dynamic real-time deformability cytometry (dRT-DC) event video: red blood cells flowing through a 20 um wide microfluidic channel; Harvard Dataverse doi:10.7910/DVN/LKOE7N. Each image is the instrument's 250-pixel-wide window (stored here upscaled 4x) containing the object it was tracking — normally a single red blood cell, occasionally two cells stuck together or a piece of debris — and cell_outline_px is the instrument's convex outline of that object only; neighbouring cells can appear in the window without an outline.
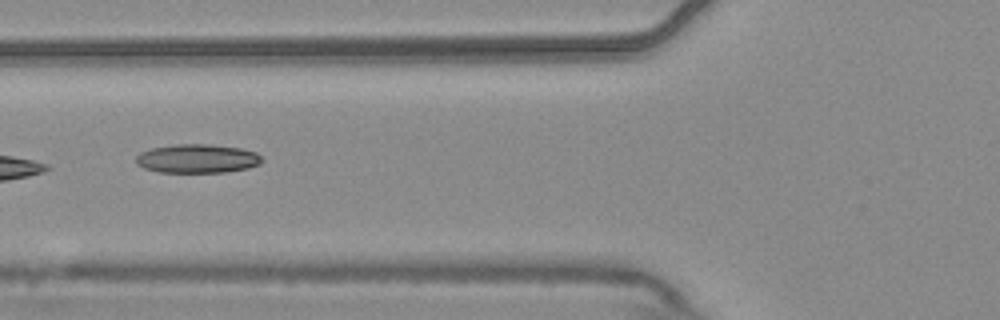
{"species": "common noctule bat (a hibernating species)", "species_latin": "Nyctalus noctula", "temperature_condition": "warm", "stored_images_in_passage": 8, "camera_frame_rate_fps": 3000, "um_per_image_px": 0.085, "animal": {"sex": "male", "body_mass_g": 20.4}, "frame": {"image": 1, "passage_image": 7, "time_ms": 2.0, "image_size_px": [1000, 320], "cell_outline_px": [[264, 160], [260, 164], [248, 168], [224, 172], [160, 172], [144, 168], [136, 164], [136, 156], [140, 152], [152, 148], [172, 144], [208, 144], [240, 148], [256, 152]], "centroid_in_image_um": [16.76, 13.48], "position_along_channel_um": 109.0, "area_um2": 21.21}}
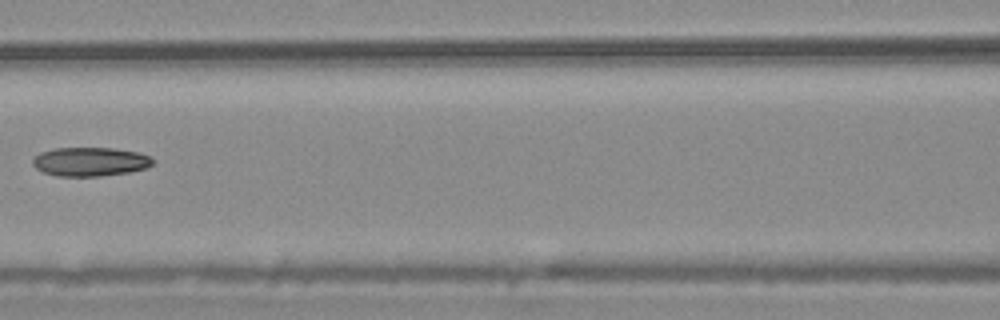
{"frame": {"image": 2, "passage_image": 8, "time_ms": 2.333, "image_size_px": [1000, 320], "cell_outline_px": [[152, 164], [148, 168], [128, 172], [100, 176], [56, 176], [44, 172], [36, 168], [32, 164], [32, 160], [40, 152], [56, 148], [112, 148], [136, 152], [148, 156], [152, 160]], "centroid_in_image_um": [7.63, 13.75], "position_along_channel_um": 159.0, "area_um2": 20.06}}